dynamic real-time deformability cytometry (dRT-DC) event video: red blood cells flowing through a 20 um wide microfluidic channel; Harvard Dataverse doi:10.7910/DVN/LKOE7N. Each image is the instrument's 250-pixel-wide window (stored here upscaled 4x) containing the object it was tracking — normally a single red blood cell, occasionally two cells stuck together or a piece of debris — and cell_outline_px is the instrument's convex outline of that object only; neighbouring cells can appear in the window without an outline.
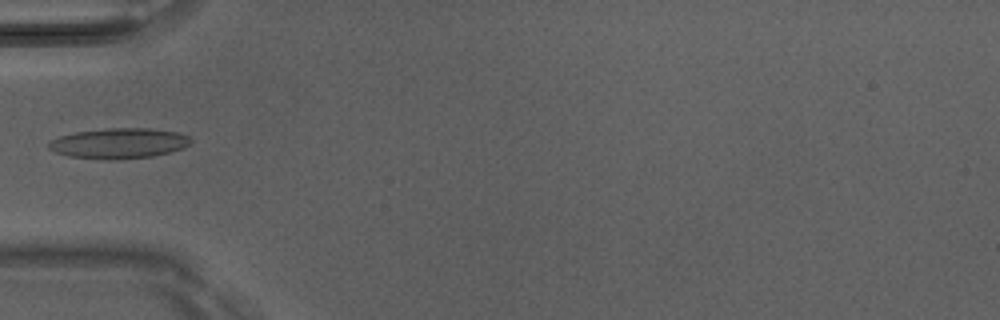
{"species": "Egyptian fruit bat (a non-hibernating species)", "species_latin": "Rousettus aegyptiacus", "temperature_condition": "room temperature", "stored_images_in_passage": 3, "camera_frame_rate_fps": 3000, "um_per_image_px": 0.085, "animal": {"sex": "male"}, "frame": {"image": 1, "passage_image": 2, "time_ms": 0.333, "image_size_px": [1000, 320], "cell_outline_px": [[192, 140], [184, 148], [152, 156], [120, 160], [108, 160], [68, 156], [56, 152], [48, 148], [48, 144], [52, 140], [60, 136], [76, 132], [108, 128], [148, 128], [176, 132], [188, 136]], "centroid_in_image_um": [10.1, 12.19], "position_along_channel_um": 74.9, "area_um2": 25.03}}